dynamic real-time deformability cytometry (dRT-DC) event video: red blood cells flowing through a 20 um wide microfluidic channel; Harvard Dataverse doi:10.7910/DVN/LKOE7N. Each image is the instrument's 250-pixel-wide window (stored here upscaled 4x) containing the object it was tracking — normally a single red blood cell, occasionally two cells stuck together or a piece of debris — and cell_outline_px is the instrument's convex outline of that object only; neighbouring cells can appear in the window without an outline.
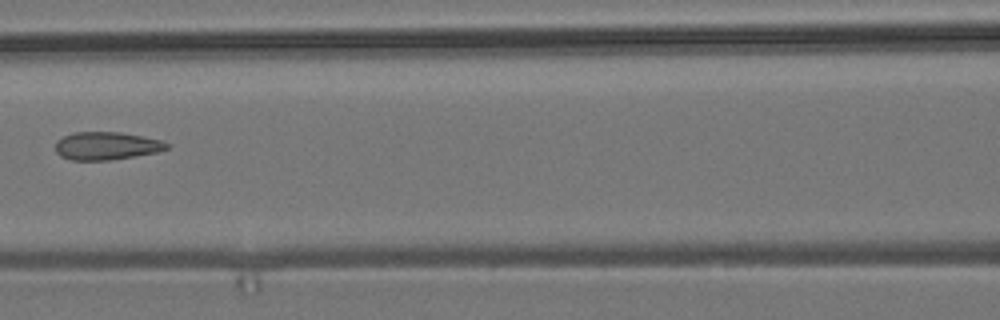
{"species": "common noctule bat (a hibernating species)", "species_latin": "Nyctalus noctula", "temperature_condition": "room temperature", "stored_images_in_passage": 8, "camera_frame_rate_fps": 3000, "um_per_image_px": 0.085, "animal": {"sex": "male", "body_mass_g": 19.2, "forearm_length_mm": 51.8}, "frame": {"image": 1, "passage_image": 7, "time_ms": 7.0, "image_size_px": [1000, 320], "cell_outline_px": [[172, 144], [168, 148], [156, 152], [136, 156], [108, 160], [72, 160], [60, 156], [56, 152], [56, 140], [72, 132], [120, 132], [160, 140]], "centroid_in_image_um": [9.04, 12.4], "position_along_channel_um": 157.6, "area_um2": 18.09}}
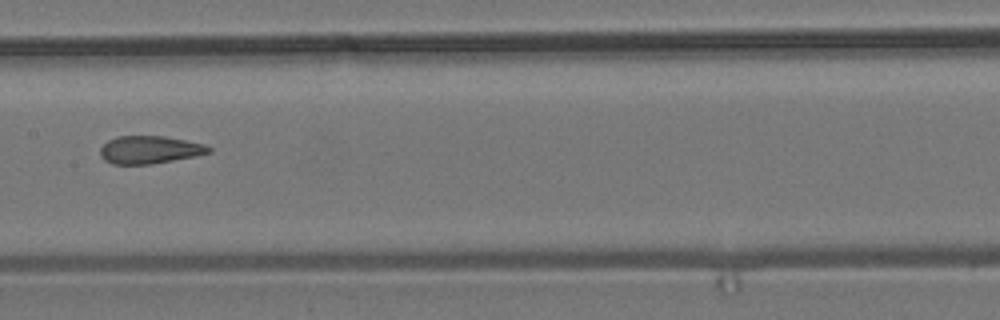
{"frame": {"image": 2, "passage_image": 8, "time_ms": 8.0, "image_size_px": [1000, 320], "cell_outline_px": [[212, 152], [196, 156], [152, 164], [112, 164], [104, 160], [100, 156], [100, 148], [108, 140], [116, 136], [164, 136], [204, 144], [212, 148]], "centroid_in_image_um": [12.71, 12.73], "position_along_channel_um": 194.7, "area_um2": 17.63}}